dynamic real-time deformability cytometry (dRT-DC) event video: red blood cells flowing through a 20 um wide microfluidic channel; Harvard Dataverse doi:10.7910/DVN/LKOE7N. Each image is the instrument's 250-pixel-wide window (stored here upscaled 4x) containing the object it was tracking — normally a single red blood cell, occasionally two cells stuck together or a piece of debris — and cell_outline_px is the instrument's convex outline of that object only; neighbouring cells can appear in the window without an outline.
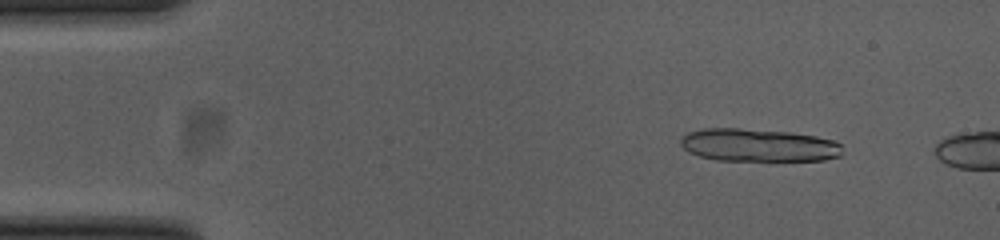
{"species": "common noctule bat (a hibernating species)", "species_latin": "Nyctalus noctula", "temperature_condition": "cold", "stored_images_in_passage": 10, "camera_frame_rate_fps": 3000, "um_per_image_px": 0.085, "animal": {"sex": "female", "body_mass_g": 23.0, "forearm_length_mm": 53.4}, "frame": {"image": 1, "passage_image": 6, "time_ms": 1.667, "image_size_px": [1000, 240], "cell_outline_px": [[844, 152], [840, 156], [824, 160], [716, 160], [700, 156], [688, 152], [680, 144], [680, 140], [688, 132], [704, 128], [740, 128], [788, 132], [816, 136], [832, 140], [840, 144]], "centroid_in_image_um": [64.46, 12.34], "position_along_channel_um": 20.5, "area_um2": 30.92}}